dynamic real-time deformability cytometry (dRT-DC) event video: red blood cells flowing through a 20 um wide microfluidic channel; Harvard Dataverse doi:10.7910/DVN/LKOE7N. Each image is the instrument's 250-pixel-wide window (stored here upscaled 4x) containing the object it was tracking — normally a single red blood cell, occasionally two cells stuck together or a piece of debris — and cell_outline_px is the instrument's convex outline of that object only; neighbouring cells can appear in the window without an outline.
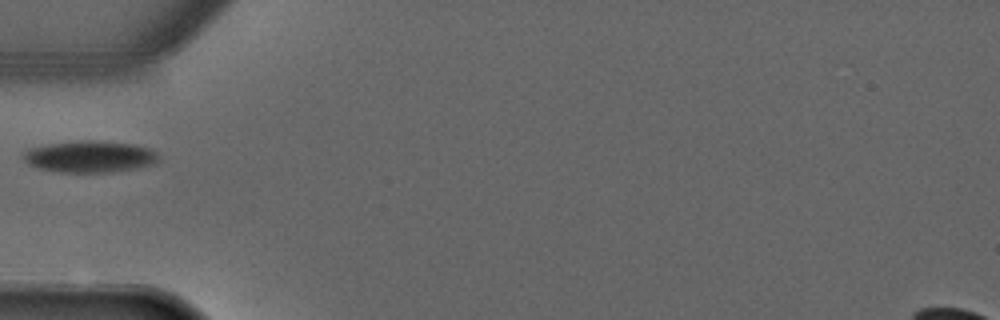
{"species": "common noctule bat (a hibernating species)", "species_latin": "Nyctalus noctula", "temperature_condition": "warm", "stored_images_in_passage": 4, "camera_frame_rate_fps": 3000, "um_per_image_px": 0.085, "animal": {"sex": "male", "forearm_length_mm": 52.5}, "frame": {"image": 1, "passage_image": 1, "time_ms": 0.0, "image_size_px": [1000, 320], "cell_outline_px": [[160, 160], [156, 164], [140, 168], [112, 172], [56, 172], [36, 168], [28, 164], [20, 156], [20, 152], [28, 148], [40, 144], [64, 140], [108, 140], [136, 144], [152, 148], [160, 156]], "centroid_in_image_um": [7.61, 13.28], "position_along_channel_um": 77.4, "area_um2": 26.41}}